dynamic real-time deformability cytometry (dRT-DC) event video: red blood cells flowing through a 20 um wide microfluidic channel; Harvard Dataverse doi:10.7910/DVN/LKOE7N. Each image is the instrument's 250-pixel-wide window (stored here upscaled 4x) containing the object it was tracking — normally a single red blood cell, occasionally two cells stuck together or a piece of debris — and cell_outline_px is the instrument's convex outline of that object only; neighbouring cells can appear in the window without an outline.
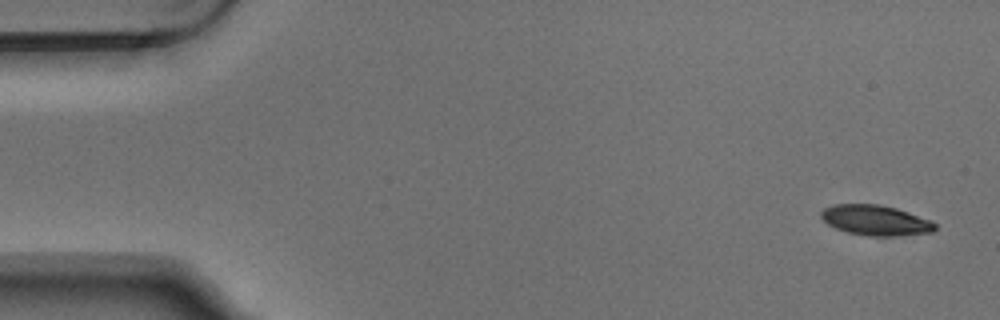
{"species": "Egyptian fruit bat (a non-hibernating species)", "species_latin": "Rousettus aegyptiacus", "temperature_condition": "warm", "stored_images_in_passage": 5, "camera_frame_rate_fps": 3000, "um_per_image_px": 0.085, "animal": {"sex": "male"}, "frame": {"image": 1, "passage_image": 1, "time_ms": 0.0, "image_size_px": [1000, 320], "cell_outline_px": [[936, 228], [932, 232], [900, 236], [868, 236], [848, 232], [836, 228], [828, 224], [820, 216], [820, 212], [824, 208], [832, 204], [880, 204], [896, 208], [932, 220], [936, 224]], "centroid_in_image_um": [74.44, 18.72], "position_along_channel_um": 10.6, "area_um2": 20.23}}
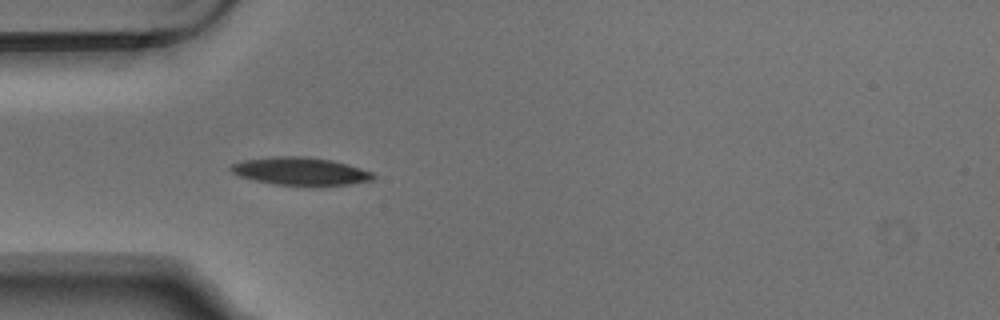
{"frame": {"image": 2, "passage_image": 5, "time_ms": 1.333, "image_size_px": [1000, 320], "cell_outline_px": [[376, 176], [372, 180], [348, 184], [320, 188], [308, 188], [276, 184], [256, 180], [240, 176], [232, 172], [228, 168], [232, 164], [244, 160], [276, 156], [304, 156], [332, 160], [348, 164], [372, 172]], "centroid_in_image_um": [25.58, 14.59], "position_along_channel_um": 59.4, "area_um2": 23.7}}